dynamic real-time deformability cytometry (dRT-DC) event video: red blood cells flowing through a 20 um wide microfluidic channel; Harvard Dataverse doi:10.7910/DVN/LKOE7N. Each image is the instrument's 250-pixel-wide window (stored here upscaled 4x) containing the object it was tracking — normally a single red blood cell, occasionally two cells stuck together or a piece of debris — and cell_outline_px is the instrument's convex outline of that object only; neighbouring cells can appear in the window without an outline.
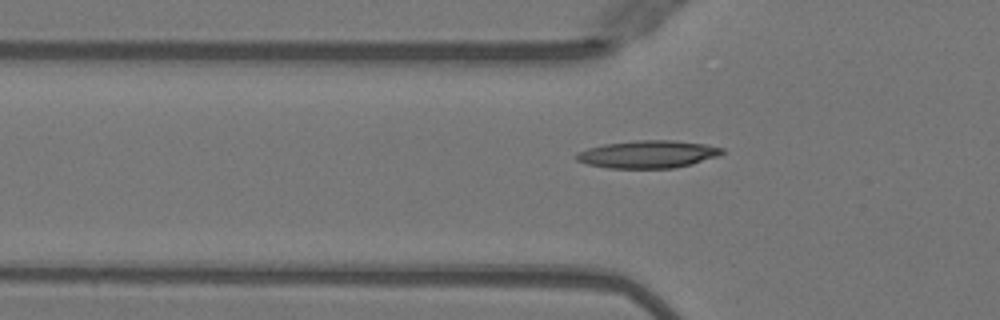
{"species": "Egyptian fruit bat (a non-hibernating species)", "species_latin": "Rousettus aegyptiacus", "temperature_condition": "warm", "stored_images_in_passage": 38, "camera_frame_rate_fps": 3000, "um_per_image_px": 0.085, "animal": {"sex": "female"}, "frame": {"image": 1, "passage_image": 9, "time_ms": 2.667, "image_size_px": [1000, 320], "cell_outline_px": [[724, 152], [720, 156], [692, 164], [672, 168], [608, 168], [588, 164], [576, 160], [576, 152], [588, 148], [604, 144], [636, 140], [672, 140], [704, 144], [724, 148]], "centroid_in_image_um": [55.09, 13.11], "position_along_channel_um": 70.7, "area_um2": 23.47}}
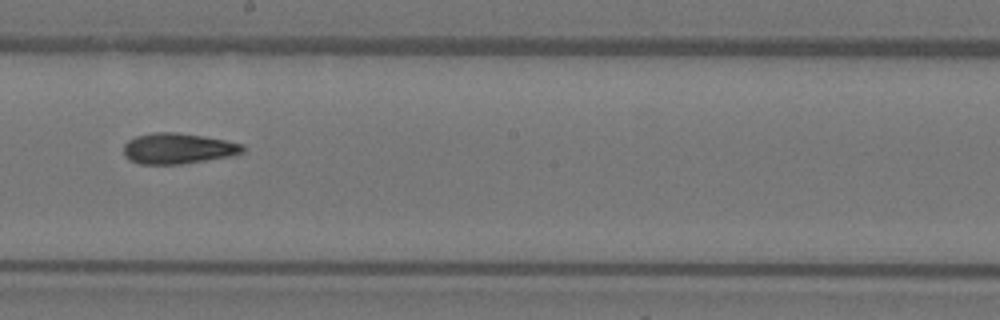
{"frame": {"image": 2, "passage_image": 21, "time_ms": 6.667, "image_size_px": [1000, 320], "cell_outline_px": [[244, 152], [228, 156], [180, 164], [140, 164], [128, 160], [124, 156], [124, 144], [128, 140], [136, 136], [156, 132], [176, 132], [224, 140], [244, 144]], "centroid_in_image_um": [15.08, 12.62], "position_along_channel_um": 233.1, "area_um2": 21.1}}
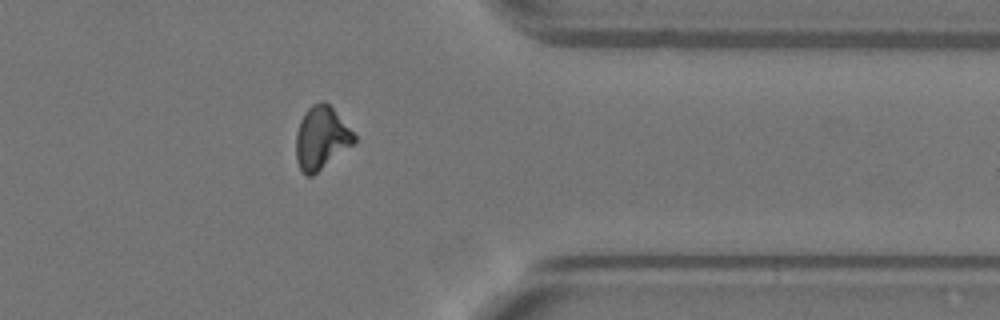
{"frame": {"image": 3, "passage_image": 33, "time_ms": 10.667, "image_size_px": [1000, 320], "cell_outline_px": [[356, 140], [352, 144], [312, 176], [308, 176], [300, 168], [296, 160], [296, 132], [300, 120], [304, 112], [312, 104], [320, 100], [324, 100], [332, 108], [356, 136]], "centroid_in_image_um": [27.27, 11.7], "position_along_channel_um": 384.1, "area_um2": 20.92}}